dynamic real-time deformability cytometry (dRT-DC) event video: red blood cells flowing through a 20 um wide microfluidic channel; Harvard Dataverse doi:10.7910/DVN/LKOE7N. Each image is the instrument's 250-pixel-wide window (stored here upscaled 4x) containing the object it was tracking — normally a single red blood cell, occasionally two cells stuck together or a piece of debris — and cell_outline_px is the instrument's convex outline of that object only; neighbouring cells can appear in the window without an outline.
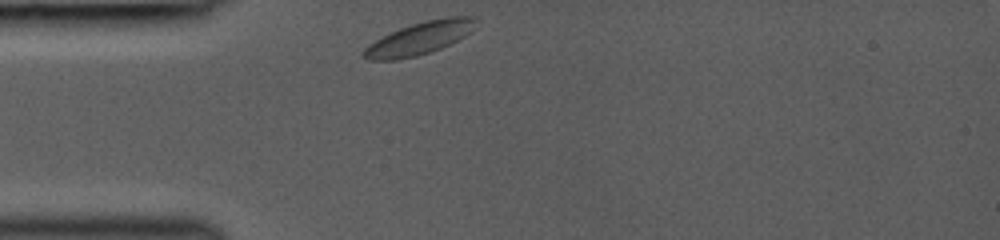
{"species": "common noctule bat (a hibernating species)", "species_latin": "Nyctalus noctula", "temperature_condition": "room temperature", "stored_images_in_passage": 32, "camera_frame_rate_fps": 3000, "um_per_image_px": 0.085, "animal": {"sex": "female", "body_mass_g": 19.0, "forearm_length_mm": 53.3}, "frame": {"image": 1, "passage_image": 1, "time_ms": 0.0, "image_size_px": [1000, 240], "cell_outline_px": [[476, 20], [468, 32], [464, 36], [440, 48], [416, 56], [396, 60], [368, 60], [360, 56], [360, 52], [368, 44], [400, 28], [424, 20], [448, 16], [476, 16]], "centroid_in_image_um": [35.58, 3.26], "position_along_channel_um": 49.4, "area_um2": 21.04}}
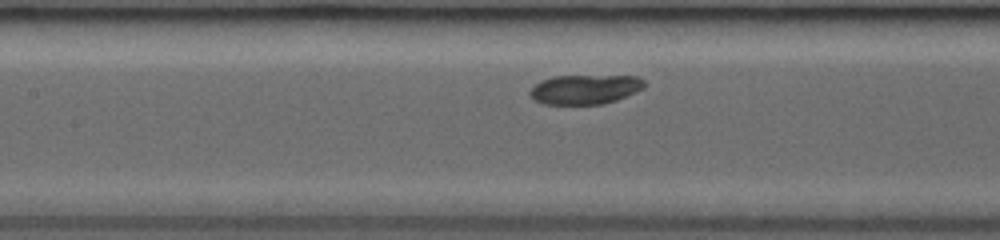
{"frame": {"image": 2, "passage_image": 14, "time_ms": 3.0, "image_size_px": [1000, 240], "cell_outline_px": [[644, 88], [616, 100], [604, 104], [544, 104], [532, 100], [528, 92], [540, 80], [552, 76], [636, 76], [644, 80]], "centroid_in_image_um": [49.68, 7.6], "position_along_channel_um": 157.7, "area_um2": 19.71}}
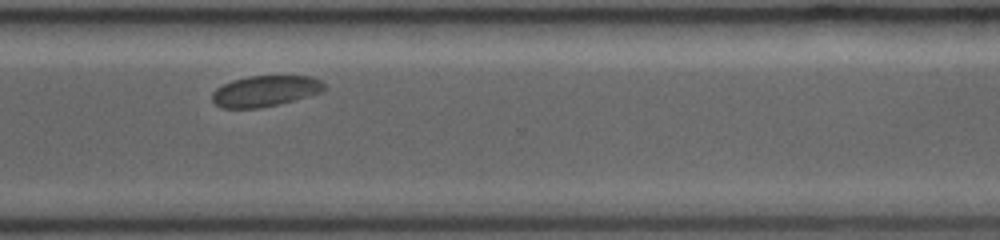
{"frame": {"image": 3, "passage_image": 31, "time_ms": 7.667, "image_size_px": [1000, 240], "cell_outline_px": [[324, 88], [320, 92], [308, 96], [280, 104], [260, 108], [220, 108], [212, 100], [212, 92], [216, 88], [232, 80], [248, 76], [312, 76], [320, 80], [324, 84]], "centroid_in_image_um": [22.51, 7.74], "position_along_channel_um": 348.1, "area_um2": 20.17}}